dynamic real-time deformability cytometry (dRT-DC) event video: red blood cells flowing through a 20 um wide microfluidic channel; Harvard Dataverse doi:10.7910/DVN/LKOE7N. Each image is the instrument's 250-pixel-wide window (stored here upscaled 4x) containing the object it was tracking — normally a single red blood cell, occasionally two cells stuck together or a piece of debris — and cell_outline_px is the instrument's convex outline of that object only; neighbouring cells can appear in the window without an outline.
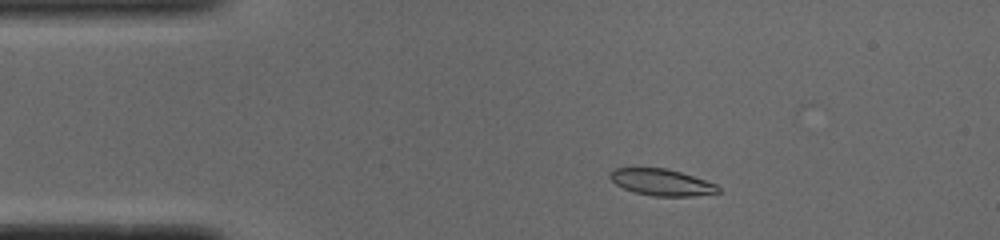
{"species": "common noctule bat (a hibernating species)", "species_latin": "Nyctalus noctula", "temperature_condition": "cold", "stored_images_in_passage": 37, "camera_frame_rate_fps": 3000, "um_per_image_px": 0.085, "animal": {"sex": "male", "body_mass_g": 19.0, "forearm_length_mm": 50.8}, "frame": {"image": 1, "passage_image": 6, "time_ms": 1.667, "image_size_px": [1000, 240], "cell_outline_px": [[720, 192], [692, 196], [652, 196], [636, 192], [624, 188], [616, 184], [608, 176], [616, 168], [668, 168], [716, 184], [720, 188]], "centroid_in_image_um": [56.25, 15.5], "position_along_channel_um": 28.8, "area_um2": 16.47}}
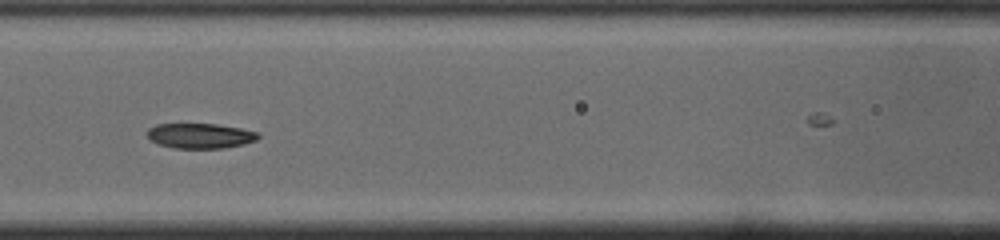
{"frame": {"image": 2, "passage_image": 19, "time_ms": 6.0, "image_size_px": [1000, 240], "cell_outline_px": [[260, 136], [256, 140], [244, 144], [224, 148], [176, 148], [156, 144], [148, 136], [148, 128], [156, 124], [216, 124], [240, 128], [260, 132]], "centroid_in_image_um": [17.04, 11.54], "position_along_channel_um": 149.6, "area_um2": 16.24}}
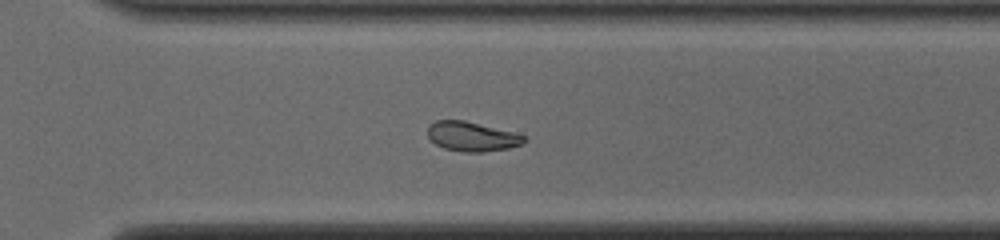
{"frame": {"image": 3, "passage_image": 33, "time_ms": 10.667, "image_size_px": [1000, 240], "cell_outline_px": [[528, 140], [524, 144], [508, 148], [484, 152], [464, 152], [444, 148], [436, 144], [428, 136], [428, 124], [436, 120], [464, 120], [516, 132], [528, 136]], "centroid_in_image_um": [40.18, 11.59], "position_along_channel_um": 330.4, "area_um2": 16.88}}